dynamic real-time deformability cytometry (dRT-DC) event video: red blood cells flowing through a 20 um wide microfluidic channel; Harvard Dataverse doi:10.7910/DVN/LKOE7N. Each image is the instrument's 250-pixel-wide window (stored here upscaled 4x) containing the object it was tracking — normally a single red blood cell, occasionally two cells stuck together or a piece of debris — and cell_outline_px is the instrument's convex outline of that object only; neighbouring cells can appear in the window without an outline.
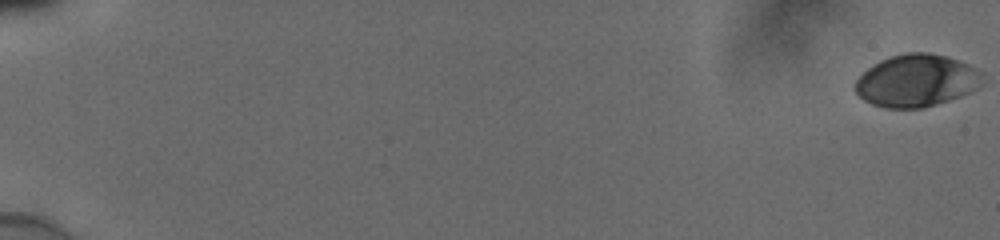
{"species": "human", "species_latin": "Homo sapiens", "temperature_condition": "cold", "stored_images_in_passage": 57, "camera_frame_rate_fps": 3000, "um_per_image_px": 0.085, "donor": {"sex": "male"}, "frame": {"image": 1, "passage_image": 1, "time_ms": 0.0, "image_size_px": [1000, 240], "cell_outline_px": [[980, 84], [976, 88], [960, 96], [924, 108], [884, 108], [872, 104], [864, 100], [856, 92], [856, 80], [872, 64], [880, 60], [904, 52], [928, 52], [948, 56], [968, 64], [976, 68], [980, 72]], "centroid_in_image_um": [77.87, 6.84], "position_along_channel_um": 7.1, "area_um2": 38.55}}
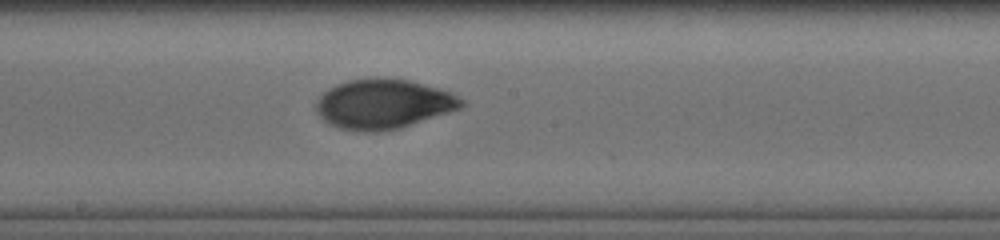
{"frame": {"image": 2, "passage_image": 34, "time_ms": 11.0, "image_size_px": [1000, 240], "cell_outline_px": [[464, 104], [460, 108], [400, 128], [380, 132], [360, 132], [340, 128], [324, 120], [320, 116], [316, 108], [316, 104], [320, 96], [324, 92], [336, 84], [348, 80], [376, 76], [408, 80], [452, 92], [464, 100]], "centroid_in_image_um": [32.58, 8.83], "position_along_channel_um": 215.6, "area_um2": 42.02}}
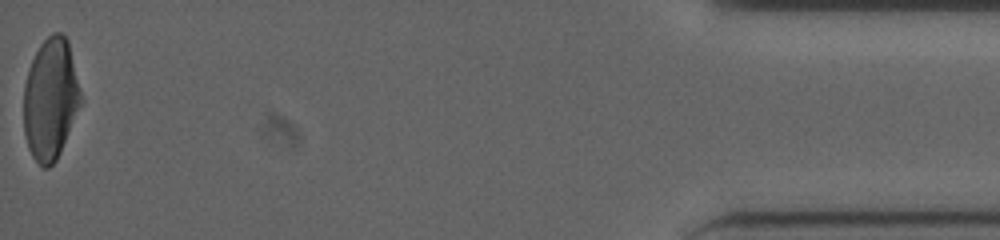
{"frame": {"image": 3, "passage_image": 57, "time_ms": 18.667, "image_size_px": [1000, 240], "cell_outline_px": [[84, 104], [56, 160], [48, 168], [44, 168], [32, 156], [28, 148], [24, 132], [24, 84], [32, 60], [40, 44], [52, 32], [60, 32], [68, 40], [84, 100]], "centroid_in_image_um": [4.34, 8.43], "position_along_channel_um": 430.9, "area_um2": 41.04}, "authors_computed_cell_mechanics": {"area_um2": 40.6912, "velocity_mm_per_s": 3.8563, "shape_relaxation_time_tau1_ms": 7.197, "shape_relaxation_time_tau2_ms": 1.6969, "deformation_change_tau1": 0.2013, "deformation_change_tau2": 0.0475}}